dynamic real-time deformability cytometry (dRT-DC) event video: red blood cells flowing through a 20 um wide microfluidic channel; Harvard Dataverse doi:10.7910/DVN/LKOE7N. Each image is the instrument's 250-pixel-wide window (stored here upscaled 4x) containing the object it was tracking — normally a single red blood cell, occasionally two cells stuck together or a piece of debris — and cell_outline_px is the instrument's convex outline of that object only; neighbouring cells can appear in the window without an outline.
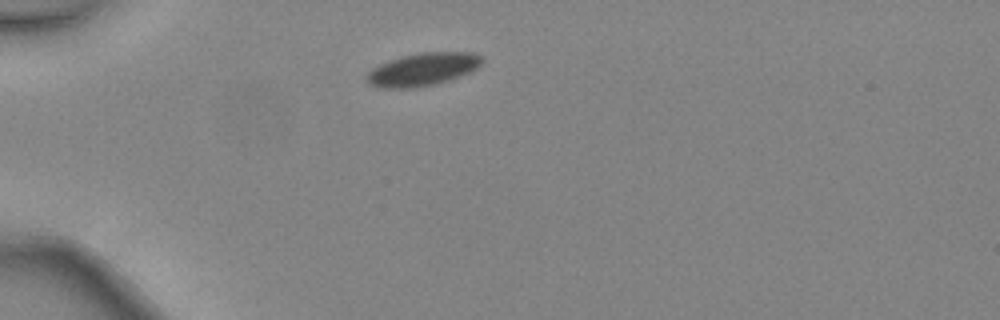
{"species": "common noctule bat (a hibernating species)", "species_latin": "Nyctalus noctula", "temperature_condition": "warm", "stored_images_in_passage": 1, "camera_frame_rate_fps": 3000, "um_per_image_px": 0.085, "animal": {"sex": "female", "body_mass_g": 24.6, "forearm_length_mm": 56.2}, "frame": {"image": 1, "passage_image": 1, "time_ms": 0.0, "image_size_px": [1000, 320], "cell_outline_px": [[484, 60], [476, 68], [460, 76], [436, 84], [412, 88], [380, 88], [368, 84], [364, 80], [364, 76], [372, 68], [380, 64], [404, 56], [424, 52], [472, 52], [484, 56]], "centroid_in_image_um": [35.91, 5.9], "position_along_channel_um": 49.1, "area_um2": 22.08}}